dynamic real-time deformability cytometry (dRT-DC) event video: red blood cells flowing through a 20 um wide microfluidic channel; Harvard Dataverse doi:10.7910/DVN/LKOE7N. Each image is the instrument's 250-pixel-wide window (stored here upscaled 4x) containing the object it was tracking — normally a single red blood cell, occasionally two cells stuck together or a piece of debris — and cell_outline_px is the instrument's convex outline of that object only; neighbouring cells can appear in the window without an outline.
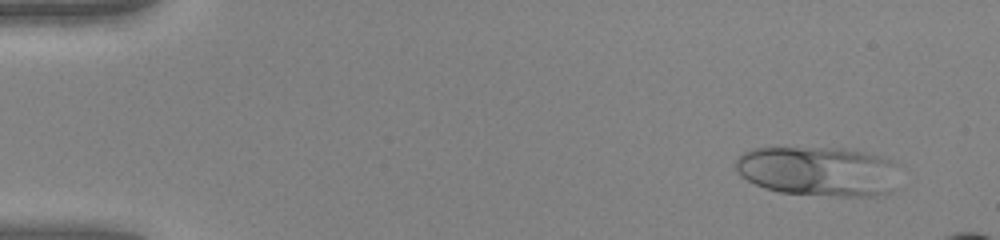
{"species": "human", "species_latin": "Homo sapiens", "temperature_condition": "warm", "stored_images_in_passage": 46, "camera_frame_rate_fps": 3000, "um_per_image_px": 0.085, "donor": {"sex": "female"}, "frame": {"image": 1, "passage_image": 4, "time_ms": 1.0, "image_size_px": [1000, 240], "cell_outline_px": [[888, 192], [872, 196], [840, 196], [780, 192], [756, 184], [748, 180], [736, 168], [736, 160], [744, 152], [756, 148], [844, 148], [864, 152], [880, 156], [888, 160]], "centroid_in_image_um": [69.37, 14.54], "position_along_channel_um": 15.6, "area_um2": 45.32}}
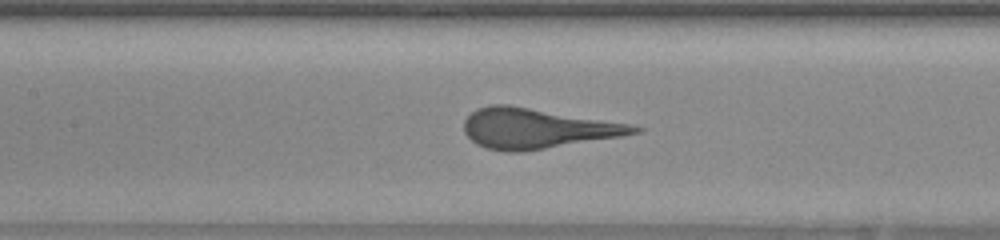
{"frame": {"image": 2, "passage_image": 23, "time_ms": 7.333, "image_size_px": [1000, 240], "cell_outline_px": [[644, 128], [640, 132], [620, 136], [520, 152], [508, 152], [484, 148], [476, 144], [464, 132], [464, 120], [476, 108], [492, 104], [508, 104], [632, 124]], "centroid_in_image_um": [45.6, 10.9], "position_along_channel_um": 161.8, "area_um2": 39.54}}
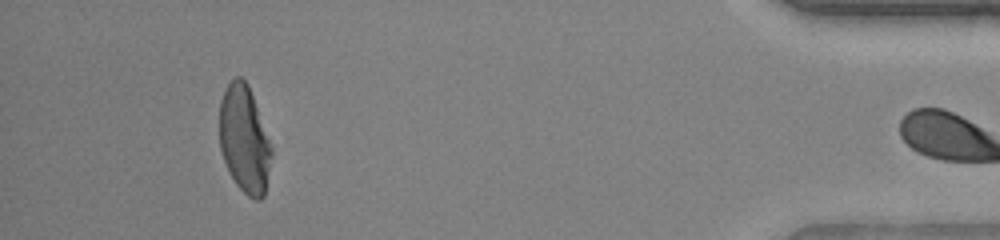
{"frame": {"image": 3, "passage_image": 45, "time_ms": 14.667, "image_size_px": [1000, 240], "cell_outline_px": [[272, 152], [264, 196], [260, 200], [256, 200], [248, 196], [236, 184], [228, 172], [220, 148], [220, 100], [228, 84], [236, 76], [240, 76], [248, 84], [272, 148]], "centroid_in_image_um": [20.76, 11.86], "position_along_channel_um": 414.4, "area_um2": 32.14}}